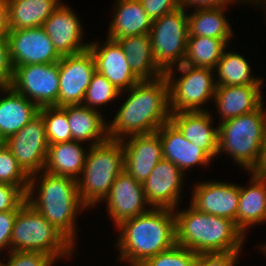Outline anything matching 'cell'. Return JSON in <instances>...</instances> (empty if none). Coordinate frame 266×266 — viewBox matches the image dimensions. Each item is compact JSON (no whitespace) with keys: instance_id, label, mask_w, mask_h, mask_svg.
<instances>
[{"instance_id":"cell-10","label":"cell","mask_w":266,"mask_h":266,"mask_svg":"<svg viewBox=\"0 0 266 266\" xmlns=\"http://www.w3.org/2000/svg\"><path fill=\"white\" fill-rule=\"evenodd\" d=\"M10 86L39 108L57 106L59 93L58 62L17 66L13 70Z\"/></svg>"},{"instance_id":"cell-30","label":"cell","mask_w":266,"mask_h":266,"mask_svg":"<svg viewBox=\"0 0 266 266\" xmlns=\"http://www.w3.org/2000/svg\"><path fill=\"white\" fill-rule=\"evenodd\" d=\"M228 48H225L214 69L216 86H263V78L253 75L250 61L241 53Z\"/></svg>"},{"instance_id":"cell-1","label":"cell","mask_w":266,"mask_h":266,"mask_svg":"<svg viewBox=\"0 0 266 266\" xmlns=\"http://www.w3.org/2000/svg\"><path fill=\"white\" fill-rule=\"evenodd\" d=\"M127 98L108 123V137H126L156 132L171 121L169 85L165 75L154 80H140L129 90L121 92ZM129 93V94H128Z\"/></svg>"},{"instance_id":"cell-25","label":"cell","mask_w":266,"mask_h":266,"mask_svg":"<svg viewBox=\"0 0 266 266\" xmlns=\"http://www.w3.org/2000/svg\"><path fill=\"white\" fill-rule=\"evenodd\" d=\"M113 17L108 25L107 38L118 39L149 34L152 20L146 14L140 0H113Z\"/></svg>"},{"instance_id":"cell-9","label":"cell","mask_w":266,"mask_h":266,"mask_svg":"<svg viewBox=\"0 0 266 266\" xmlns=\"http://www.w3.org/2000/svg\"><path fill=\"white\" fill-rule=\"evenodd\" d=\"M149 35L156 64L164 73L183 64L189 35L187 11L179 7L153 20Z\"/></svg>"},{"instance_id":"cell-13","label":"cell","mask_w":266,"mask_h":266,"mask_svg":"<svg viewBox=\"0 0 266 266\" xmlns=\"http://www.w3.org/2000/svg\"><path fill=\"white\" fill-rule=\"evenodd\" d=\"M7 41L13 70L22 65L55 63L62 58L42 27L10 30Z\"/></svg>"},{"instance_id":"cell-3","label":"cell","mask_w":266,"mask_h":266,"mask_svg":"<svg viewBox=\"0 0 266 266\" xmlns=\"http://www.w3.org/2000/svg\"><path fill=\"white\" fill-rule=\"evenodd\" d=\"M26 202L78 246L77 218L88 209L80 200L76 179L45 171L31 175Z\"/></svg>"},{"instance_id":"cell-41","label":"cell","mask_w":266,"mask_h":266,"mask_svg":"<svg viewBox=\"0 0 266 266\" xmlns=\"http://www.w3.org/2000/svg\"><path fill=\"white\" fill-rule=\"evenodd\" d=\"M17 213L18 211L0 212V254L3 250L10 252V239Z\"/></svg>"},{"instance_id":"cell-2","label":"cell","mask_w":266,"mask_h":266,"mask_svg":"<svg viewBox=\"0 0 266 266\" xmlns=\"http://www.w3.org/2000/svg\"><path fill=\"white\" fill-rule=\"evenodd\" d=\"M114 244L118 261L139 266L146 259L176 244L175 215L172 209L151 208L148 212L123 221L115 229Z\"/></svg>"},{"instance_id":"cell-12","label":"cell","mask_w":266,"mask_h":266,"mask_svg":"<svg viewBox=\"0 0 266 266\" xmlns=\"http://www.w3.org/2000/svg\"><path fill=\"white\" fill-rule=\"evenodd\" d=\"M59 93L57 107L82 105L92 76L96 72L94 57L89 49L62 56L58 61Z\"/></svg>"},{"instance_id":"cell-31","label":"cell","mask_w":266,"mask_h":266,"mask_svg":"<svg viewBox=\"0 0 266 266\" xmlns=\"http://www.w3.org/2000/svg\"><path fill=\"white\" fill-rule=\"evenodd\" d=\"M229 6L188 11V36L232 39L234 32L225 10Z\"/></svg>"},{"instance_id":"cell-48","label":"cell","mask_w":266,"mask_h":266,"mask_svg":"<svg viewBox=\"0 0 266 266\" xmlns=\"http://www.w3.org/2000/svg\"><path fill=\"white\" fill-rule=\"evenodd\" d=\"M1 259H2V261H1ZM4 258H1L0 257V266H5V260H3ZM4 261V262H3Z\"/></svg>"},{"instance_id":"cell-26","label":"cell","mask_w":266,"mask_h":266,"mask_svg":"<svg viewBox=\"0 0 266 266\" xmlns=\"http://www.w3.org/2000/svg\"><path fill=\"white\" fill-rule=\"evenodd\" d=\"M104 116L101 111L83 105H67L72 140L87 143L88 147L106 142L109 139L108 122Z\"/></svg>"},{"instance_id":"cell-11","label":"cell","mask_w":266,"mask_h":266,"mask_svg":"<svg viewBox=\"0 0 266 266\" xmlns=\"http://www.w3.org/2000/svg\"><path fill=\"white\" fill-rule=\"evenodd\" d=\"M4 143L29 177L43 171L49 144L40 114Z\"/></svg>"},{"instance_id":"cell-7","label":"cell","mask_w":266,"mask_h":266,"mask_svg":"<svg viewBox=\"0 0 266 266\" xmlns=\"http://www.w3.org/2000/svg\"><path fill=\"white\" fill-rule=\"evenodd\" d=\"M77 247L37 210L25 202L14 220L10 251L42 252L56 262L70 260ZM68 258V259H67Z\"/></svg>"},{"instance_id":"cell-22","label":"cell","mask_w":266,"mask_h":266,"mask_svg":"<svg viewBox=\"0 0 266 266\" xmlns=\"http://www.w3.org/2000/svg\"><path fill=\"white\" fill-rule=\"evenodd\" d=\"M213 114L212 111L175 112L171 113V121L183 133L185 139L215 159L219 134L218 124L213 122ZM213 124L217 126L215 127Z\"/></svg>"},{"instance_id":"cell-20","label":"cell","mask_w":266,"mask_h":266,"mask_svg":"<svg viewBox=\"0 0 266 266\" xmlns=\"http://www.w3.org/2000/svg\"><path fill=\"white\" fill-rule=\"evenodd\" d=\"M161 139L163 158L174 163L185 175L190 168L209 166L212 158L200 147L185 139L172 122L164 123L157 131Z\"/></svg>"},{"instance_id":"cell-33","label":"cell","mask_w":266,"mask_h":266,"mask_svg":"<svg viewBox=\"0 0 266 266\" xmlns=\"http://www.w3.org/2000/svg\"><path fill=\"white\" fill-rule=\"evenodd\" d=\"M39 114L45 123L48 144H57L72 140V133L67 119V105L63 107H41Z\"/></svg>"},{"instance_id":"cell-36","label":"cell","mask_w":266,"mask_h":266,"mask_svg":"<svg viewBox=\"0 0 266 266\" xmlns=\"http://www.w3.org/2000/svg\"><path fill=\"white\" fill-rule=\"evenodd\" d=\"M197 253L175 244L172 248L146 259L139 266H194Z\"/></svg>"},{"instance_id":"cell-23","label":"cell","mask_w":266,"mask_h":266,"mask_svg":"<svg viewBox=\"0 0 266 266\" xmlns=\"http://www.w3.org/2000/svg\"><path fill=\"white\" fill-rule=\"evenodd\" d=\"M0 93V142H4L36 117L40 108L11 86L0 87Z\"/></svg>"},{"instance_id":"cell-5","label":"cell","mask_w":266,"mask_h":266,"mask_svg":"<svg viewBox=\"0 0 266 266\" xmlns=\"http://www.w3.org/2000/svg\"><path fill=\"white\" fill-rule=\"evenodd\" d=\"M218 151L230 155L231 160L245 172L257 167L266 134L264 103L255 111L218 123Z\"/></svg>"},{"instance_id":"cell-17","label":"cell","mask_w":266,"mask_h":266,"mask_svg":"<svg viewBox=\"0 0 266 266\" xmlns=\"http://www.w3.org/2000/svg\"><path fill=\"white\" fill-rule=\"evenodd\" d=\"M42 28L61 56L86 51L91 41L84 42V27L79 16L64 2L52 12ZM89 42V43H88Z\"/></svg>"},{"instance_id":"cell-6","label":"cell","mask_w":266,"mask_h":266,"mask_svg":"<svg viewBox=\"0 0 266 266\" xmlns=\"http://www.w3.org/2000/svg\"><path fill=\"white\" fill-rule=\"evenodd\" d=\"M124 165L121 141L108 139L89 146L84 168L77 179L78 194L87 209L97 208L108 197L113 182L124 171Z\"/></svg>"},{"instance_id":"cell-40","label":"cell","mask_w":266,"mask_h":266,"mask_svg":"<svg viewBox=\"0 0 266 266\" xmlns=\"http://www.w3.org/2000/svg\"><path fill=\"white\" fill-rule=\"evenodd\" d=\"M140 2L152 21L180 7V0H140Z\"/></svg>"},{"instance_id":"cell-18","label":"cell","mask_w":266,"mask_h":266,"mask_svg":"<svg viewBox=\"0 0 266 266\" xmlns=\"http://www.w3.org/2000/svg\"><path fill=\"white\" fill-rule=\"evenodd\" d=\"M124 151V170L142 184L163 158L157 132L126 137L120 140Z\"/></svg>"},{"instance_id":"cell-8","label":"cell","mask_w":266,"mask_h":266,"mask_svg":"<svg viewBox=\"0 0 266 266\" xmlns=\"http://www.w3.org/2000/svg\"><path fill=\"white\" fill-rule=\"evenodd\" d=\"M175 71L180 76L177 77ZM164 75L169 85L171 113L209 111L204 107L213 101L215 95L214 70L181 64L167 70Z\"/></svg>"},{"instance_id":"cell-4","label":"cell","mask_w":266,"mask_h":266,"mask_svg":"<svg viewBox=\"0 0 266 266\" xmlns=\"http://www.w3.org/2000/svg\"><path fill=\"white\" fill-rule=\"evenodd\" d=\"M175 215L176 244L197 254L242 251L245 235L230 219L202 213L191 205L177 207Z\"/></svg>"},{"instance_id":"cell-19","label":"cell","mask_w":266,"mask_h":266,"mask_svg":"<svg viewBox=\"0 0 266 266\" xmlns=\"http://www.w3.org/2000/svg\"><path fill=\"white\" fill-rule=\"evenodd\" d=\"M97 39L90 42L91 51L96 71L104 75L120 92L129 90L140 79L130 68L126 55L117 41L106 37L100 43Z\"/></svg>"},{"instance_id":"cell-42","label":"cell","mask_w":266,"mask_h":266,"mask_svg":"<svg viewBox=\"0 0 266 266\" xmlns=\"http://www.w3.org/2000/svg\"><path fill=\"white\" fill-rule=\"evenodd\" d=\"M13 79V67L9 57L7 38H0V87L10 86Z\"/></svg>"},{"instance_id":"cell-28","label":"cell","mask_w":266,"mask_h":266,"mask_svg":"<svg viewBox=\"0 0 266 266\" xmlns=\"http://www.w3.org/2000/svg\"><path fill=\"white\" fill-rule=\"evenodd\" d=\"M131 70L140 80H154L164 75L156 64L149 34L118 39Z\"/></svg>"},{"instance_id":"cell-44","label":"cell","mask_w":266,"mask_h":266,"mask_svg":"<svg viewBox=\"0 0 266 266\" xmlns=\"http://www.w3.org/2000/svg\"><path fill=\"white\" fill-rule=\"evenodd\" d=\"M9 31L7 2L0 0V38H7Z\"/></svg>"},{"instance_id":"cell-35","label":"cell","mask_w":266,"mask_h":266,"mask_svg":"<svg viewBox=\"0 0 266 266\" xmlns=\"http://www.w3.org/2000/svg\"><path fill=\"white\" fill-rule=\"evenodd\" d=\"M30 177L19 166L4 142H0V183L28 186Z\"/></svg>"},{"instance_id":"cell-34","label":"cell","mask_w":266,"mask_h":266,"mask_svg":"<svg viewBox=\"0 0 266 266\" xmlns=\"http://www.w3.org/2000/svg\"><path fill=\"white\" fill-rule=\"evenodd\" d=\"M121 96V92L104 75L96 71L87 88L82 105L102 112L103 105L109 106Z\"/></svg>"},{"instance_id":"cell-27","label":"cell","mask_w":266,"mask_h":266,"mask_svg":"<svg viewBox=\"0 0 266 266\" xmlns=\"http://www.w3.org/2000/svg\"><path fill=\"white\" fill-rule=\"evenodd\" d=\"M79 141H68L48 146L43 171L57 176H67L78 179L84 168L89 150Z\"/></svg>"},{"instance_id":"cell-14","label":"cell","mask_w":266,"mask_h":266,"mask_svg":"<svg viewBox=\"0 0 266 266\" xmlns=\"http://www.w3.org/2000/svg\"><path fill=\"white\" fill-rule=\"evenodd\" d=\"M210 180H200L193 185L189 205L202 213L230 219L237 226L240 185Z\"/></svg>"},{"instance_id":"cell-45","label":"cell","mask_w":266,"mask_h":266,"mask_svg":"<svg viewBox=\"0 0 266 266\" xmlns=\"http://www.w3.org/2000/svg\"><path fill=\"white\" fill-rule=\"evenodd\" d=\"M253 173L256 176L266 178V134H265V139H264L263 146H262L261 157Z\"/></svg>"},{"instance_id":"cell-15","label":"cell","mask_w":266,"mask_h":266,"mask_svg":"<svg viewBox=\"0 0 266 266\" xmlns=\"http://www.w3.org/2000/svg\"><path fill=\"white\" fill-rule=\"evenodd\" d=\"M103 203L115 228L123 221L151 209L145 197L143 184L136 181L125 170L117 176Z\"/></svg>"},{"instance_id":"cell-21","label":"cell","mask_w":266,"mask_h":266,"mask_svg":"<svg viewBox=\"0 0 266 266\" xmlns=\"http://www.w3.org/2000/svg\"><path fill=\"white\" fill-rule=\"evenodd\" d=\"M263 86H216L213 103L218 113L219 123L251 113L257 110L265 101L261 92Z\"/></svg>"},{"instance_id":"cell-16","label":"cell","mask_w":266,"mask_h":266,"mask_svg":"<svg viewBox=\"0 0 266 266\" xmlns=\"http://www.w3.org/2000/svg\"><path fill=\"white\" fill-rule=\"evenodd\" d=\"M185 177L174 163L162 158L143 183L145 197L151 208L174 210L180 206V197L186 185Z\"/></svg>"},{"instance_id":"cell-24","label":"cell","mask_w":266,"mask_h":266,"mask_svg":"<svg viewBox=\"0 0 266 266\" xmlns=\"http://www.w3.org/2000/svg\"><path fill=\"white\" fill-rule=\"evenodd\" d=\"M246 187L240 185L237 208V228L247 237L250 227L266 222V178L253 172ZM264 222V223H263Z\"/></svg>"},{"instance_id":"cell-37","label":"cell","mask_w":266,"mask_h":266,"mask_svg":"<svg viewBox=\"0 0 266 266\" xmlns=\"http://www.w3.org/2000/svg\"><path fill=\"white\" fill-rule=\"evenodd\" d=\"M5 266H53L57 262L42 252L10 251Z\"/></svg>"},{"instance_id":"cell-43","label":"cell","mask_w":266,"mask_h":266,"mask_svg":"<svg viewBox=\"0 0 266 266\" xmlns=\"http://www.w3.org/2000/svg\"><path fill=\"white\" fill-rule=\"evenodd\" d=\"M235 2H237L238 5L240 4L237 0H180V7L184 8L186 11L192 8L191 10L193 11L197 9L229 6L231 4L236 6Z\"/></svg>"},{"instance_id":"cell-38","label":"cell","mask_w":266,"mask_h":266,"mask_svg":"<svg viewBox=\"0 0 266 266\" xmlns=\"http://www.w3.org/2000/svg\"><path fill=\"white\" fill-rule=\"evenodd\" d=\"M28 186L0 183V212L18 211L26 202Z\"/></svg>"},{"instance_id":"cell-29","label":"cell","mask_w":266,"mask_h":266,"mask_svg":"<svg viewBox=\"0 0 266 266\" xmlns=\"http://www.w3.org/2000/svg\"><path fill=\"white\" fill-rule=\"evenodd\" d=\"M10 30L42 27L61 0H6Z\"/></svg>"},{"instance_id":"cell-46","label":"cell","mask_w":266,"mask_h":266,"mask_svg":"<svg viewBox=\"0 0 266 266\" xmlns=\"http://www.w3.org/2000/svg\"><path fill=\"white\" fill-rule=\"evenodd\" d=\"M240 4H251V6H256L259 7V9L261 10H265L266 11V0H237ZM266 14V12L264 13ZM266 18V17H265Z\"/></svg>"},{"instance_id":"cell-32","label":"cell","mask_w":266,"mask_h":266,"mask_svg":"<svg viewBox=\"0 0 266 266\" xmlns=\"http://www.w3.org/2000/svg\"><path fill=\"white\" fill-rule=\"evenodd\" d=\"M233 39H217L202 36H188L186 57L183 62L196 68L214 70L225 48Z\"/></svg>"},{"instance_id":"cell-39","label":"cell","mask_w":266,"mask_h":266,"mask_svg":"<svg viewBox=\"0 0 266 266\" xmlns=\"http://www.w3.org/2000/svg\"><path fill=\"white\" fill-rule=\"evenodd\" d=\"M242 251L226 253H200L194 266H236L240 264V254Z\"/></svg>"},{"instance_id":"cell-47","label":"cell","mask_w":266,"mask_h":266,"mask_svg":"<svg viewBox=\"0 0 266 266\" xmlns=\"http://www.w3.org/2000/svg\"><path fill=\"white\" fill-rule=\"evenodd\" d=\"M259 248L261 249L260 251H262V254L264 253L265 256H266V243L265 244H262L261 245L259 244Z\"/></svg>"}]
</instances>
